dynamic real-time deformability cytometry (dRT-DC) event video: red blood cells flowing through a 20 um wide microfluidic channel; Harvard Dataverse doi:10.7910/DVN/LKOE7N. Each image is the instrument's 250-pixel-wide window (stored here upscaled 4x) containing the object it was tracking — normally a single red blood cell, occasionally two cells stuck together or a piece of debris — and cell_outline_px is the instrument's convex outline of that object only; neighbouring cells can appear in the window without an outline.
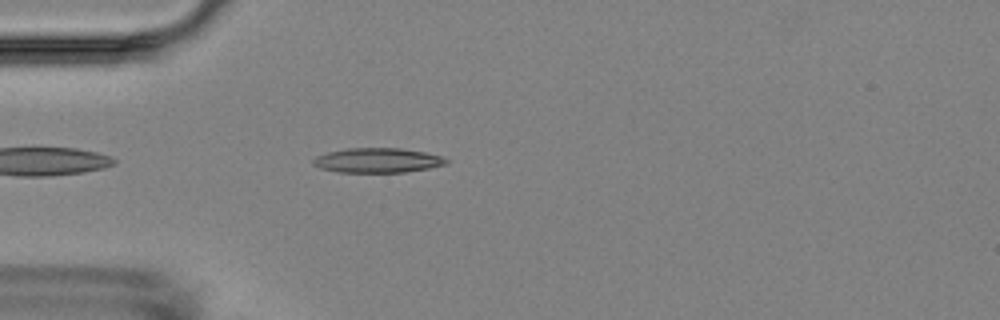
{"species": "Egyptian fruit bat (a non-hibernating species)", "species_latin": "Rousettus aegyptiacus", "temperature_condition": "room temperature", "stored_images_in_passage": 4, "camera_frame_rate_fps": 3000, "um_per_image_px": 0.085, "animal": {"sex": "female"}, "frame": {"image": 1, "passage_image": 4, "time_ms": 3.333, "image_size_px": [1000, 320], "cell_outline_px": [[448, 164], [428, 168], [404, 172], [336, 172], [320, 168], [312, 164], [312, 160], [316, 156], [328, 152], [348, 148], [400, 148], [424, 152], [444, 156], [448, 160]], "centroid_in_image_um": [32.09, 13.63], "position_along_channel_um": 52.9, "area_um2": 19.19}}